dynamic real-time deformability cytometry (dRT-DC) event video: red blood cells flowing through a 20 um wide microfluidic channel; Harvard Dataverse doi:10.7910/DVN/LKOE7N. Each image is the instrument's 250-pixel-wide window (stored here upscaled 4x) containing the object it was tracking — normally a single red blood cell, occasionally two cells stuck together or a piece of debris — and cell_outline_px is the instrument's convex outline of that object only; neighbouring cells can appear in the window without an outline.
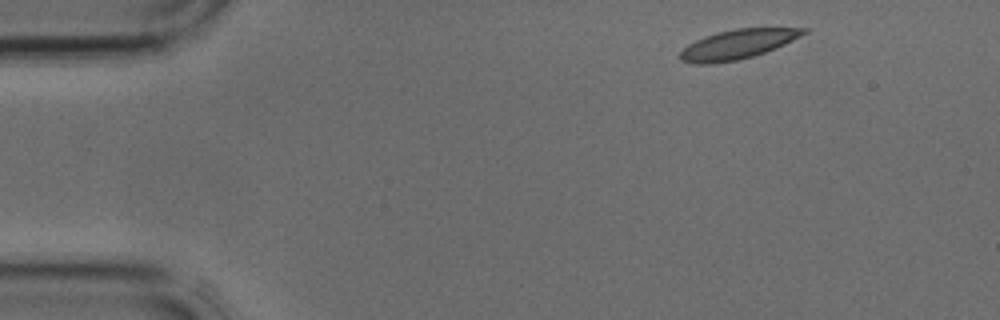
{"species": "common noctule bat (a hibernating species)", "species_latin": "Nyctalus noctula", "temperature_condition": "cold", "stored_images_in_passage": 2, "camera_frame_rate_fps": 3000, "um_per_image_px": 0.085, "animal": {"sex": "male", "body_mass_g": 17.9, "forearm_length_mm": 54.2}, "frame": {"image": 1, "passage_image": 1, "time_ms": 0.0, "image_size_px": [1000, 320], "cell_outline_px": [[808, 32], [776, 48], [752, 56], [736, 60], [712, 64], [696, 64], [680, 60], [680, 52], [688, 44], [704, 36], [716, 32], [736, 28], [808, 28]], "centroid_in_image_um": [62.67, 3.76], "position_along_channel_um": 22.3, "area_um2": 21.04}}